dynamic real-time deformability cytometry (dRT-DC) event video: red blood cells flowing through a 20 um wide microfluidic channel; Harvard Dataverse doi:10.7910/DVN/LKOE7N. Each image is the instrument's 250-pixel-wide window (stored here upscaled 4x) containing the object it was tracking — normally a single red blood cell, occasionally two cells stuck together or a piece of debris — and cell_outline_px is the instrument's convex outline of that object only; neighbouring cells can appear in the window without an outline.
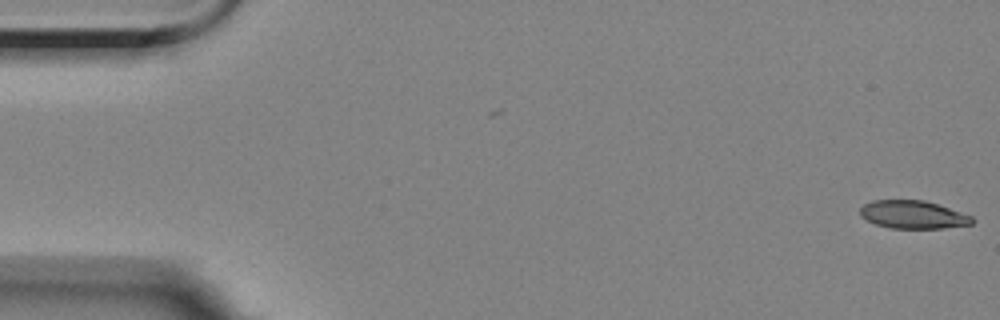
{"species": "Egyptian fruit bat (a non-hibernating species)", "species_latin": "Rousettus aegyptiacus", "temperature_condition": "room temperature", "stored_images_in_passage": 57, "camera_frame_rate_fps": 3000, "um_per_image_px": 0.085, "animal": {"sex": "female"}, "frame": {"image": 1, "passage_image": 1, "time_ms": 0.0, "image_size_px": [1000, 320], "cell_outline_px": [[976, 220], [972, 224], [944, 228], [892, 228], [876, 224], [860, 216], [860, 208], [864, 204], [872, 200], [924, 200], [972, 216]], "centroid_in_image_um": [77.6, 18.24], "position_along_channel_um": 7.4, "area_um2": 18.15}}
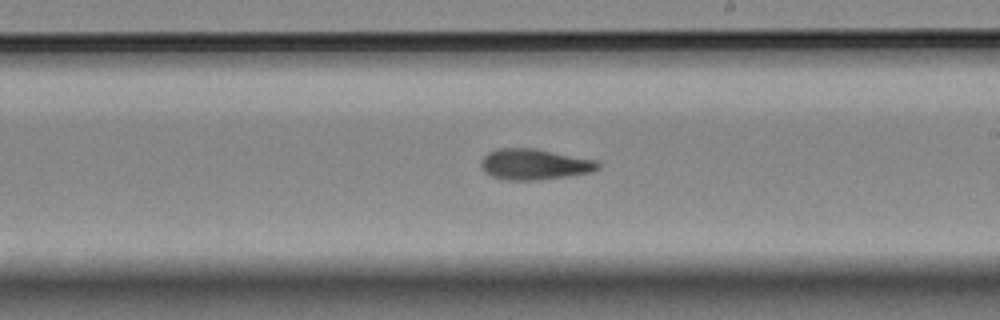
{"frame": {"image": 2, "passage_image": 33, "time_ms": 10.667, "image_size_px": [1000, 320], "cell_outline_px": [[600, 168], [592, 172], [540, 180], [508, 180], [492, 176], [484, 172], [480, 168], [480, 160], [488, 152], [496, 148], [536, 148], [596, 160], [600, 164]], "centroid_in_image_um": [45.4, 13.96], "position_along_channel_um": 243.6, "area_um2": 21.21}}
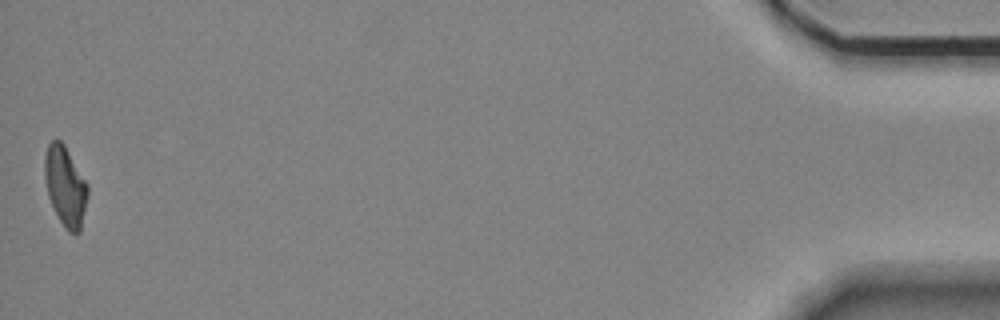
{"frame": {"image": 3, "passage_image": 57, "time_ms": 18.667, "image_size_px": [1000, 320], "cell_outline_px": [[88, 196], [80, 232], [68, 232], [64, 228], [48, 196], [44, 176], [44, 156], [48, 144], [52, 140], [60, 140], [64, 144], [88, 184]], "centroid_in_image_um": [5.55, 15.81], "position_along_channel_um": 429.6, "area_um2": 19.94}, "authors_computed_cell_mechanics": {"area_um2": 20.23, "velocity_mm_per_s": 3.4991, "shape_relaxation_time_tau1_ms": null, "shape_relaxation_time_tau2_ms": 4.8006, "deformation_change_tau1": null, "deformation_change_tau2": 0.1203}}